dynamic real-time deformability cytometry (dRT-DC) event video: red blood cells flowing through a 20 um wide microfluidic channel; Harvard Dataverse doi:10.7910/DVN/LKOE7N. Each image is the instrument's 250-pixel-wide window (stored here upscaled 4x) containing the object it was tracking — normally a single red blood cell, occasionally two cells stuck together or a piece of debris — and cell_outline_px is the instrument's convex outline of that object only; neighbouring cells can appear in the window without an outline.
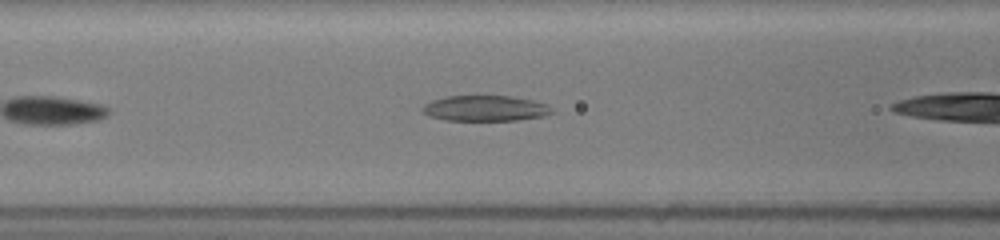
{"species": "common noctule bat (a hibernating species)", "species_latin": "Nyctalus noctula", "temperature_condition": "room temperature", "stored_images_in_passage": 24, "camera_frame_rate_fps": 3000, "um_per_image_px": 0.085, "animal": {"sex": "female", "body_mass_g": 19.5, "forearm_length_mm": 54.1}, "frame": {"image": 1, "passage_image": 19, "time_ms": 3.0, "image_size_px": [1000, 240], "cell_outline_px": [[552, 112], [540, 116], [516, 120], [448, 120], [432, 116], [424, 112], [424, 108], [428, 104], [436, 100], [452, 96], [508, 96], [528, 100], [544, 104]], "centroid_in_image_um": [41.25, 9.21], "position_along_channel_um": 125.4, "area_um2": 18.21}}